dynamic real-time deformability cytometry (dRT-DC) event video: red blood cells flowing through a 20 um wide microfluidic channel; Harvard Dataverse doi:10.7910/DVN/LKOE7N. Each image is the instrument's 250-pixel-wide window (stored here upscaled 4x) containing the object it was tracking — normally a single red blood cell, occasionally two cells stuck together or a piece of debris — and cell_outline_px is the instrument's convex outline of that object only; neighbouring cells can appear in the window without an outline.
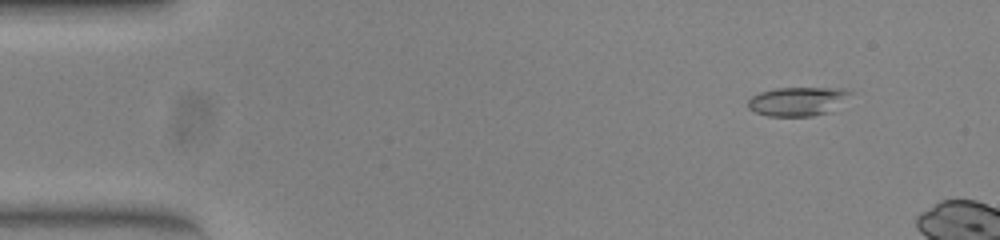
{"species": "common noctule bat (a hibernating species)", "species_latin": "Nyctalus noctula", "temperature_condition": "warm", "stored_images_in_passage": 8, "camera_frame_rate_fps": 3000, "um_per_image_px": 0.085, "animal": {"sex": "female", "body_mass_g": 23.0, "forearm_length_mm": 53.4}, "frame": {"image": 1, "passage_image": 2, "time_ms": 0.333, "image_size_px": [1000, 240], "cell_outline_px": [[852, 92], [828, 112], [812, 116], [768, 116], [756, 112], [748, 108], [748, 100], [752, 96], [760, 92], [776, 88], [844, 88]], "centroid_in_image_um": [67.73, 8.61], "position_along_channel_um": 17.3, "area_um2": 16.88}}